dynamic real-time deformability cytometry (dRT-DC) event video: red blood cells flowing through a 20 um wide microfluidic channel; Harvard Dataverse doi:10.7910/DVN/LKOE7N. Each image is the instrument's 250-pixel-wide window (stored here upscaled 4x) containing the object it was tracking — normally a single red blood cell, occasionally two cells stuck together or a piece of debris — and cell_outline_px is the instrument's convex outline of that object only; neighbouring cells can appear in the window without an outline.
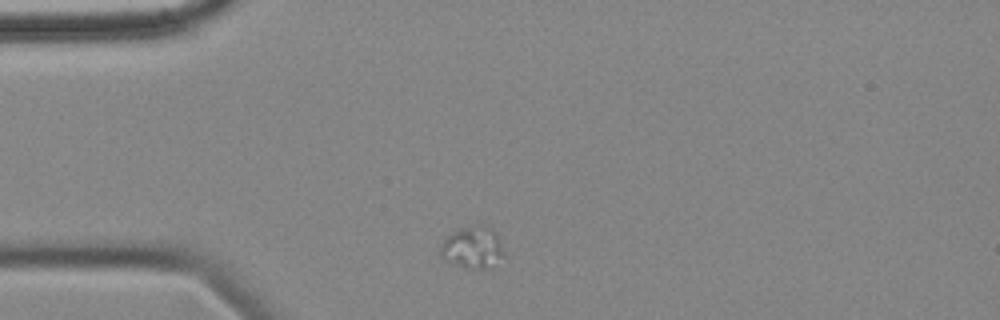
{"species": "common noctule bat (a hibernating species)", "species_latin": "Nyctalus noctula", "temperature_condition": "cold", "stored_images_in_passage": 6, "camera_frame_rate_fps": 3000, "um_per_image_px": 0.085, "animal": {"sex": "female", "body_mass_g": 18.4}, "frame": {"image": 1, "passage_image": 1, "time_ms": 0.0, "image_size_px": [1000, 320], "cell_outline_px": [[504, 256], [484, 268], [464, 268], [440, 256], [440, 244], [452, 232], [460, 228], [476, 224], [488, 224], [496, 232], [500, 240], [504, 252]], "centroid_in_image_um": [40.17, 20.97], "position_along_channel_um": 44.8, "area_um2": 15.43}}
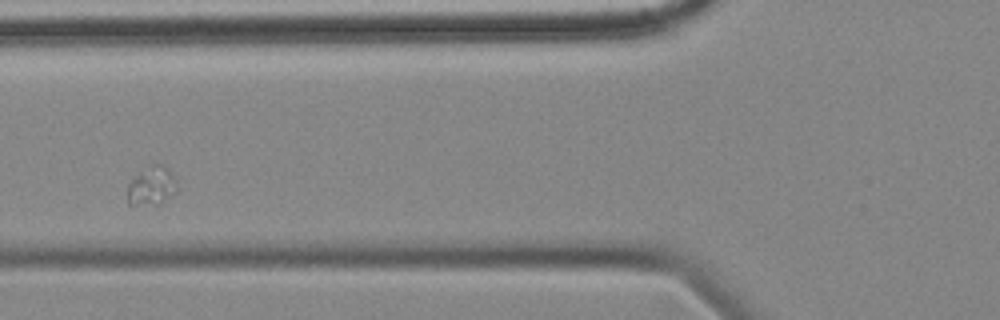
{"frame": {"image": 2, "passage_image": 3, "time_ms": 2.667, "image_size_px": [1000, 320], "cell_outline_px": [[176, 192], [160, 204], [128, 204], [128, 184], [148, 164], [164, 164], [168, 168], [176, 180]], "centroid_in_image_um": [12.91, 15.77], "position_along_channel_um": 112.9, "area_um2": 11.1}}